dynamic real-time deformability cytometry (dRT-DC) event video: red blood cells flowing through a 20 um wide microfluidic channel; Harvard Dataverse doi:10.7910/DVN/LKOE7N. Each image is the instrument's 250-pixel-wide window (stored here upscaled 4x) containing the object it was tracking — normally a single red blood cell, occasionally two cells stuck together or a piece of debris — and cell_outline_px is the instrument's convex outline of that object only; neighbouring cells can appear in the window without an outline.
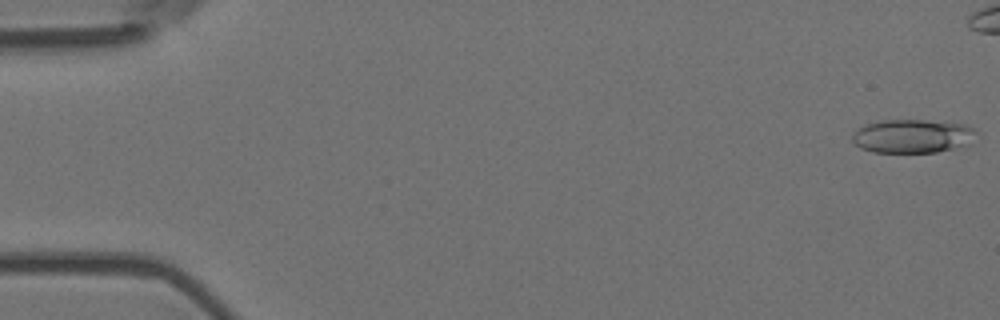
{"species": "Egyptian fruit bat (a non-hibernating species)", "species_latin": "Rousettus aegyptiacus", "temperature_condition": "room temperature", "stored_images_in_passage": 6, "camera_frame_rate_fps": 3000, "um_per_image_px": 0.085, "animal": {"sex": "female"}, "frame": {"image": 1, "passage_image": 1, "time_ms": 0.0, "image_size_px": [1000, 320], "cell_outline_px": [[980, 136], [972, 144], [964, 148], [936, 152], [872, 152], [860, 148], [852, 140], [852, 136], [864, 124], [880, 120], [924, 120], [968, 124], [976, 128], [980, 132]], "centroid_in_image_um": [77.73, 11.57], "position_along_channel_um": 7.3, "area_um2": 25.14}}